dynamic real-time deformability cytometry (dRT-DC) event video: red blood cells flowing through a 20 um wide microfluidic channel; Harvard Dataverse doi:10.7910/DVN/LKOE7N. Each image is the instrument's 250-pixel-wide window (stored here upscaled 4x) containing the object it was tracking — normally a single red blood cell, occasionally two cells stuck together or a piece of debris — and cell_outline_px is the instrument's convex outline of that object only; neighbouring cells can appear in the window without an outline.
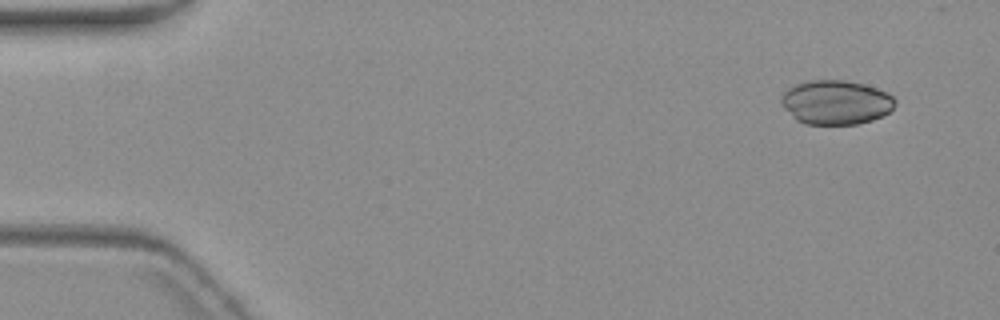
{"species": "common noctule bat (a hibernating species)", "species_latin": "Nyctalus noctula", "temperature_condition": "warm", "stored_images_in_passage": 5, "camera_frame_rate_fps": 3000, "um_per_image_px": 0.085, "animal": {"sex": "female", "body_mass_g": 19.3, "forearm_length_mm": 54.1}, "frame": {"image": 1, "passage_image": 2, "time_ms": 1.0, "image_size_px": [1000, 320], "cell_outline_px": [[896, 104], [888, 112], [872, 120], [856, 124], [804, 124], [796, 120], [780, 104], [780, 96], [788, 88], [796, 84], [808, 80], [844, 80], [864, 84], [876, 88], [892, 96], [896, 100]], "centroid_in_image_um": [71.01, 8.69], "position_along_channel_um": 14.0, "area_um2": 29.36}}